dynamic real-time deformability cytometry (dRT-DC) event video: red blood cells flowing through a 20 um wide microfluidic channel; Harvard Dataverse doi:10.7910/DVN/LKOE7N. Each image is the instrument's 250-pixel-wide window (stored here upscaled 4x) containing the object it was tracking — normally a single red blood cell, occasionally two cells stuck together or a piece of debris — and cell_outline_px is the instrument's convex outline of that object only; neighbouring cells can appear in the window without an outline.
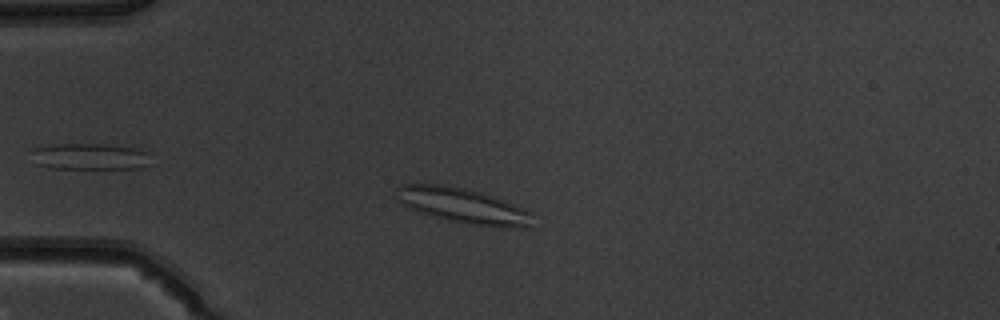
{"species": "common noctule bat (a hibernating species)", "species_latin": "Nyctalus noctula", "temperature_condition": "warm", "stored_images_in_passage": 35, "camera_frame_rate_fps": 3000, "um_per_image_px": 0.085, "animal": {"sex": "male", "body_mass_g": 19.5, "forearm_length_mm": 54.6}, "frame": {"image": 1, "passage_image": 6, "time_ms": 1.667, "image_size_px": [1000, 320], "cell_outline_px": [[532, 228], [496, 228], [472, 224], [452, 220], [436, 216], [412, 208], [396, 200], [396, 188], [400, 184], [444, 184], [464, 188], [480, 192], [504, 200], [532, 212]], "centroid_in_image_um": [39.42, 17.49], "position_along_channel_um": 45.6, "area_um2": 27.74}}
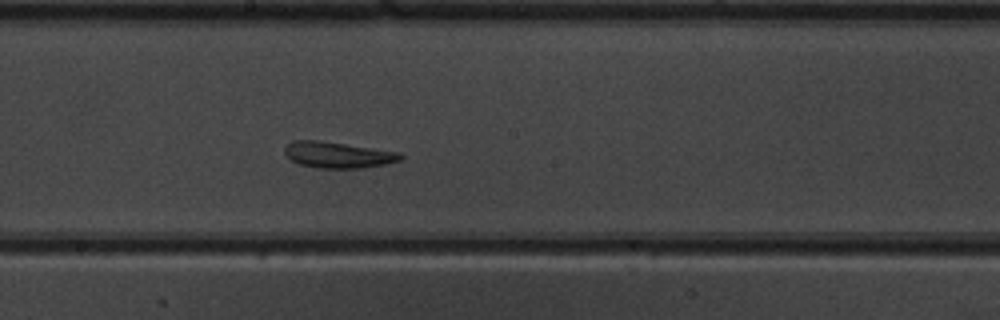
{"frame": {"image": 2, "passage_image": 21, "time_ms": 6.667, "image_size_px": [1000, 320], "cell_outline_px": [[404, 156], [400, 160], [384, 164], [360, 168], [316, 168], [300, 164], [292, 160], [284, 152], [284, 148], [292, 140], [320, 140], [400, 152]], "centroid_in_image_um": [28.71, 13.16], "position_along_channel_um": 219.5, "area_um2": 17.57}}
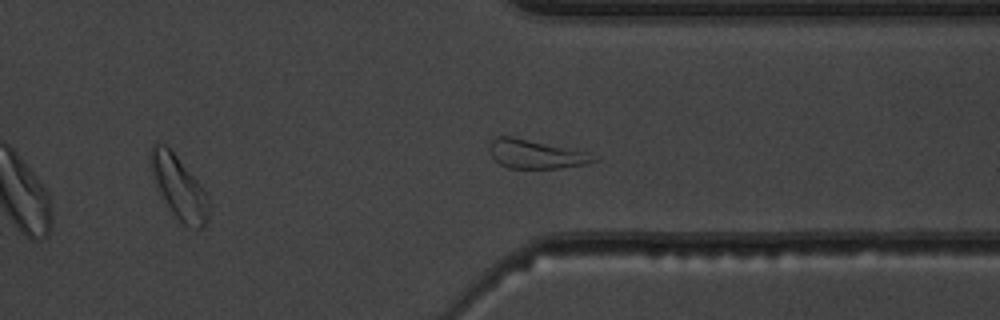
{"frame": {"image": 3, "passage_image": 32, "time_ms": 10.333, "image_size_px": [1000, 320], "cell_outline_px": [[208, 216], [204, 224], [200, 228], [196, 228], [184, 224], [176, 216], [164, 200], [152, 176], [148, 160], [148, 152], [152, 144], [164, 144], [176, 156], [200, 184], [208, 196]], "centroid_in_image_um": [15.16, 15.87], "position_along_channel_um": 396.2, "area_um2": 20.75}, "authors_computed_cell_mechanics": {"area_um2": 17.9758, "velocity_mm_per_s": 3.9829, "shape_relaxation_time_tau1_ms": 10.8521, "shape_relaxation_time_tau2_ms": 4.3637, "deformation_change_tau1": 0.1311, "deformation_change_tau2": 0.1514}}